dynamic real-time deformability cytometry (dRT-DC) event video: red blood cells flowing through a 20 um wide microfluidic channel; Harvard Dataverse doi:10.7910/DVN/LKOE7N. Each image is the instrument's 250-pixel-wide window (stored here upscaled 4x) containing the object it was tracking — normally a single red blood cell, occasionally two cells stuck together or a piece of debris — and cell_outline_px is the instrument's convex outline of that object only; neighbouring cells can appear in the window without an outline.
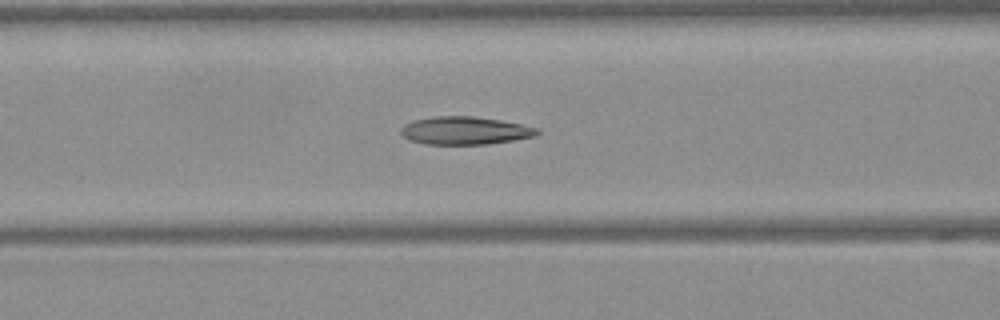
{"species": "Egyptian fruit bat (a non-hibernating species)", "species_latin": "Rousettus aegyptiacus", "temperature_condition": "warm", "stored_images_in_passage": 50, "camera_frame_rate_fps": 3000, "um_per_image_px": 0.085, "frame": {"image": 1, "passage_image": 21, "time_ms": 6.667, "image_size_px": [1000, 320], "cell_outline_px": [[540, 132], [536, 136], [488, 144], [424, 144], [408, 140], [400, 132], [400, 128], [404, 124], [412, 120], [436, 116], [472, 116], [500, 120], [540, 128]], "centroid_in_image_um": [39.5, 11.1], "position_along_channel_um": 127.1, "area_um2": 22.25}}
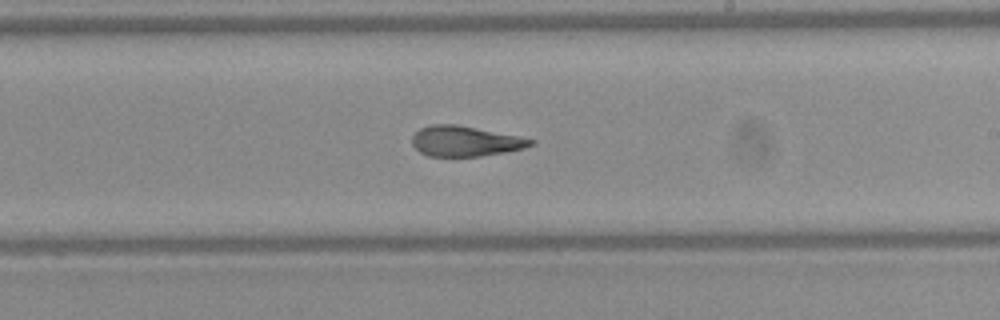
{"frame": {"image": 2, "passage_image": 30, "time_ms": 9.667, "image_size_px": [1000, 320], "cell_outline_px": [[536, 140], [532, 144], [524, 148], [504, 152], [480, 156], [428, 156], [420, 152], [412, 144], [412, 136], [420, 128], [432, 124], [456, 124]], "centroid_in_image_um": [39.49, 12.0], "position_along_channel_um": 249.5, "area_um2": 20.63}}
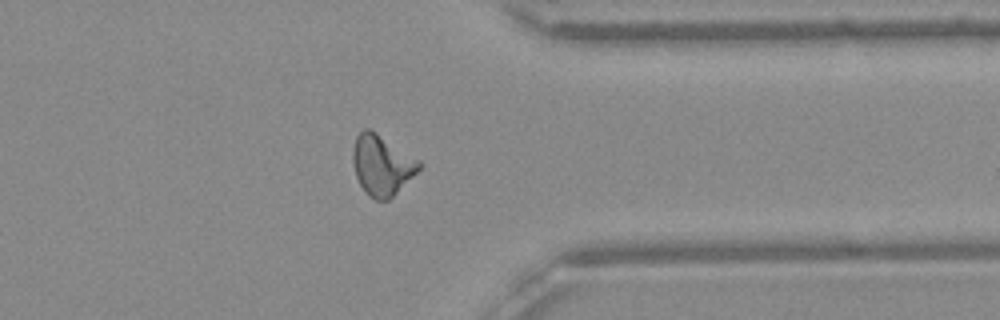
{"frame": {"image": 3, "passage_image": 40, "time_ms": 13.0, "image_size_px": [1000, 320], "cell_outline_px": [[424, 164], [388, 200], [376, 200], [368, 196], [364, 192], [356, 176], [352, 160], [352, 148], [356, 136], [364, 128], [368, 128], [376, 132], [420, 160]], "centroid_in_image_um": [32.43, 14.02], "position_along_channel_um": 379.0, "area_um2": 23.18}, "authors_computed_cell_mechanics": {"area_um2": 22.5709, "velocity_mm_per_s": 4.0777, "shape_relaxation_time_tau1_ms": null, "shape_relaxation_time_tau2_ms": 2.0197, "deformation_change_tau1": null, "deformation_change_tau2": 0.1029}}